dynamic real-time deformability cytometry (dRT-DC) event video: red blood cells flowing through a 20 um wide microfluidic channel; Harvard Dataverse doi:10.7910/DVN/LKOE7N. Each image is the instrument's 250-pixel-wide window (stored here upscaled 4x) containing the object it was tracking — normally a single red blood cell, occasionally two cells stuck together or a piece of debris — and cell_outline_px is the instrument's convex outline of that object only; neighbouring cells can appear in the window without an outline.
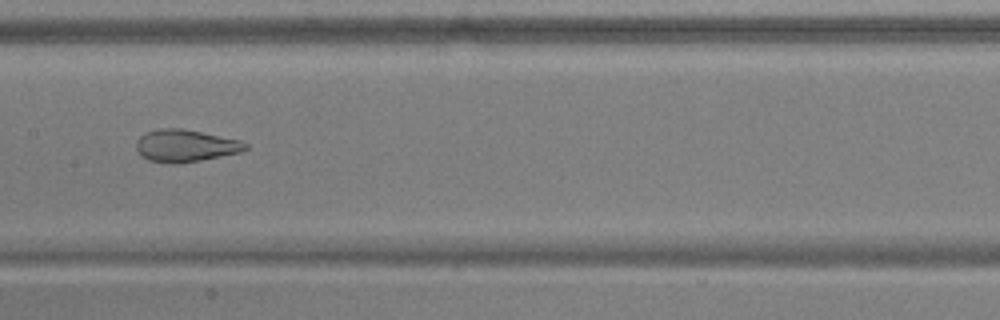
{"species": "common noctule bat (a hibernating species)", "species_latin": "Nyctalus noctula", "temperature_condition": "warm", "stored_images_in_passage": 53, "camera_frame_rate_fps": 3000, "um_per_image_px": 0.085, "animal": {"sex": "male", "body_mass_g": 17.9, "forearm_length_mm": 54.2}, "frame": {"image": 1, "passage_image": 27, "time_ms": 8.667, "image_size_px": [1000, 320], "cell_outline_px": [[248, 148], [240, 152], [200, 160], [172, 164], [148, 160], [140, 156], [136, 148], [136, 140], [140, 136], [148, 132], [160, 128], [180, 128], [240, 140], [248, 144]], "centroid_in_image_um": [15.73, 12.39], "position_along_channel_um": 191.7, "area_um2": 20.35}}
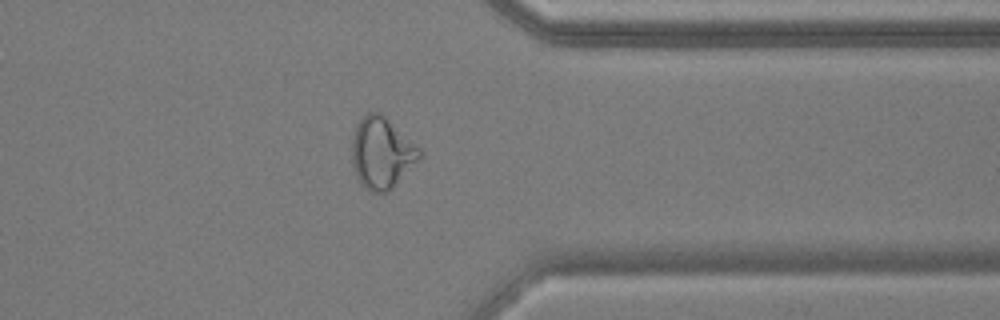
{"frame": {"image": 2, "passage_image": 42, "time_ms": 13.667, "image_size_px": [1000, 320], "cell_outline_px": [[420, 156], [392, 188], [388, 192], [372, 192], [364, 188], [356, 176], [352, 164], [352, 136], [356, 124], [368, 112], [380, 112], [420, 148]], "centroid_in_image_um": [32.39, 12.99], "position_along_channel_um": 379.0, "area_um2": 27.63}}
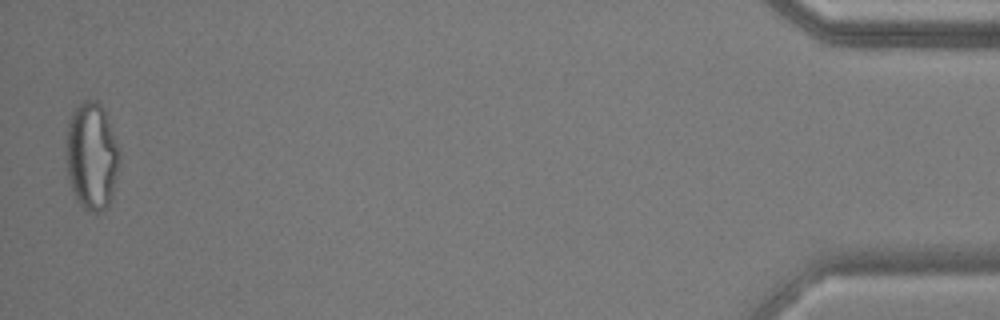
{"frame": {"image": 3, "passage_image": 52, "time_ms": 17.0, "image_size_px": [1000, 320], "cell_outline_px": [[120, 156], [112, 192], [108, 204], [100, 212], [92, 212], [84, 208], [80, 204], [72, 188], [68, 176], [68, 124], [72, 112], [84, 100], [96, 100], [104, 108], [120, 152]], "centroid_in_image_um": [7.82, 13.24], "position_along_channel_um": 427.4, "area_um2": 32.43}, "authors_computed_cell_mechanics": {"area_um2": 27.9174, "velocity_mm_per_s": 3.8639, "shape_relaxation_time_tau1_ms": null, "shape_relaxation_time_tau2_ms": 1.3077, "deformation_change_tau1": null, "deformation_change_tau2": 0.0797}}